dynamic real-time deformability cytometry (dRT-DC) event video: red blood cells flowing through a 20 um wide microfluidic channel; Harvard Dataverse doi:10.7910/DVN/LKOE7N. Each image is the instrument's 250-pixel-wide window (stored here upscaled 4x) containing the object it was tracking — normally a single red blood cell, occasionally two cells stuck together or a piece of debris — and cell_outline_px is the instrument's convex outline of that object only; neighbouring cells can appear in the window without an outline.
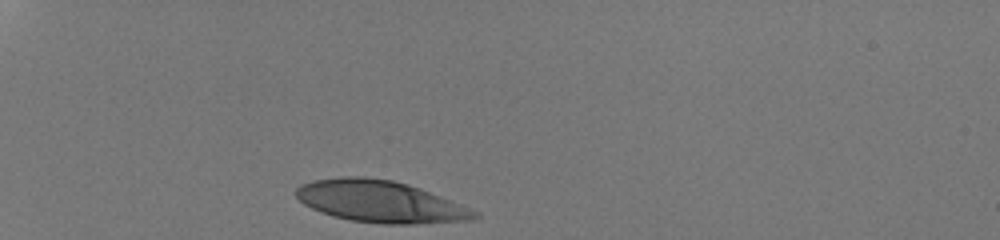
{"species": "human", "species_latin": "Homo sapiens", "temperature_condition": "room temperature", "stored_images_in_passage": 30, "camera_frame_rate_fps": 3000, "um_per_image_px": 0.085, "donor": {"sex": "male"}, "frame": {"image": 1, "passage_image": 1, "time_ms": 0.0, "image_size_px": [1000, 240], "cell_outline_px": [[480, 216], [472, 220], [416, 224], [380, 224], [352, 220], [332, 216], [312, 208], [304, 204], [296, 196], [296, 188], [300, 184], [312, 180], [340, 176], [364, 176], [392, 180], [408, 184], [420, 188], [480, 212]], "centroid_in_image_um": [32.32, 17.13], "position_along_channel_um": 52.7, "area_um2": 43.64}}
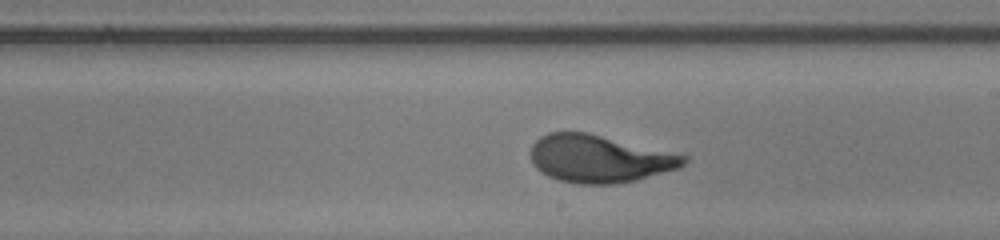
{"frame": {"image": 2, "passage_image": 18, "time_ms": 5.667, "image_size_px": [1000, 240], "cell_outline_px": [[688, 160], [680, 168], [636, 180], [612, 184], [580, 184], [560, 180], [548, 176], [540, 172], [532, 164], [532, 144], [540, 136], [548, 132], [588, 132], [688, 156]], "centroid_in_image_um": [50.94, 13.49], "position_along_channel_um": 238.1, "area_um2": 42.37}}
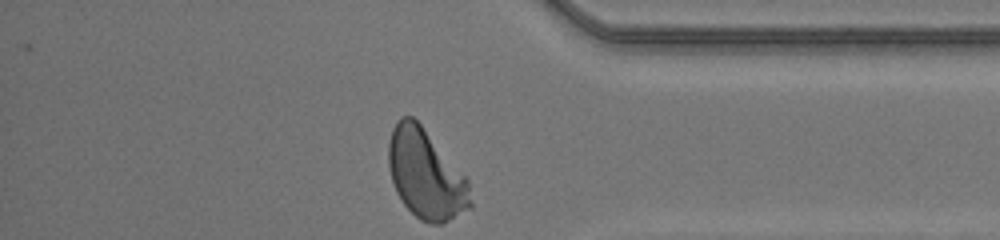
{"frame": {"image": 3, "passage_image": 30, "time_ms": 9.667, "image_size_px": [1000, 240], "cell_outline_px": [[472, 208], [444, 224], [432, 224], [420, 220], [404, 204], [396, 192], [392, 180], [388, 164], [388, 140], [392, 128], [396, 120], [400, 116], [412, 116], [420, 124], [468, 180], [472, 204]], "centroid_in_image_um": [36.18, 14.84], "position_along_channel_um": 399.0, "area_um2": 42.54}, "authors_computed_cell_mechanics": {"area_um2": 42.5986, "velocity_mm_per_s": 4.1749, "shape_relaxation_time_tau1_ms": 2.7154, "shape_relaxation_time_tau2_ms": null, "deformation_change_tau1": 0.1871, "deformation_change_tau2": null}}